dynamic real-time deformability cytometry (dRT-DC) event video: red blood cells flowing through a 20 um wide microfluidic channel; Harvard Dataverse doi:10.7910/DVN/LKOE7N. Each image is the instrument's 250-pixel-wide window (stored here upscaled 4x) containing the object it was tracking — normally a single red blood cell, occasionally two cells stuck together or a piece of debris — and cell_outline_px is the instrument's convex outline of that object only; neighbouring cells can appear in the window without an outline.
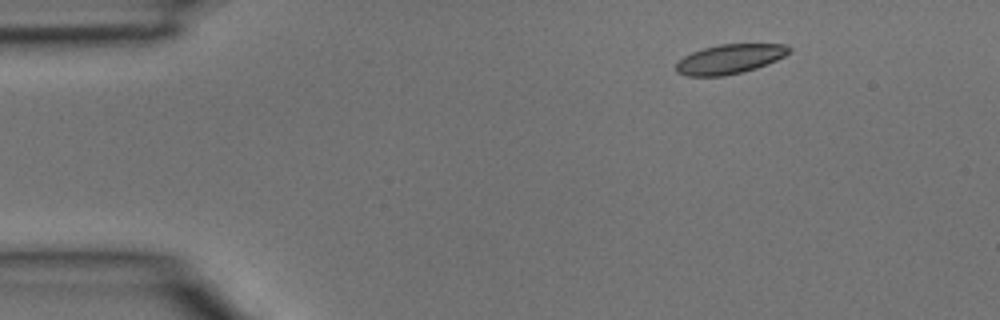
{"species": "common noctule bat (a hibernating species)", "species_latin": "Nyctalus noctula", "temperature_condition": "room temperature", "stored_images_in_passage": 3, "camera_frame_rate_fps": 3000, "um_per_image_px": 0.085, "animal": {"sex": "male", "body_mass_g": 15.6}, "frame": {"image": 1, "passage_image": 1, "time_ms": 0.0, "image_size_px": [1000, 320], "cell_outline_px": [[792, 52], [776, 60], [756, 68], [744, 72], [724, 76], [688, 76], [676, 72], [676, 64], [684, 56], [692, 52], [704, 48], [720, 44], [784, 44], [792, 48]], "centroid_in_image_um": [62.04, 5.02], "position_along_channel_um": 23.0, "area_um2": 19.42}}
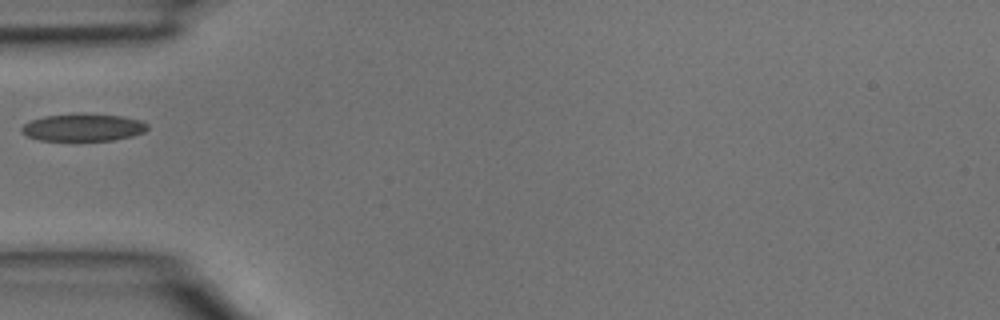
{"frame": {"image": 2, "passage_image": 3, "time_ms": 0.667, "image_size_px": [1000, 320], "cell_outline_px": [[148, 128], [144, 132], [132, 136], [112, 140], [40, 140], [28, 136], [20, 132], [20, 128], [24, 124], [32, 120], [44, 116], [124, 116], [140, 120], [148, 124]], "centroid_in_image_um": [7.07, 10.87], "position_along_channel_um": 77.9, "area_um2": 19.19}}